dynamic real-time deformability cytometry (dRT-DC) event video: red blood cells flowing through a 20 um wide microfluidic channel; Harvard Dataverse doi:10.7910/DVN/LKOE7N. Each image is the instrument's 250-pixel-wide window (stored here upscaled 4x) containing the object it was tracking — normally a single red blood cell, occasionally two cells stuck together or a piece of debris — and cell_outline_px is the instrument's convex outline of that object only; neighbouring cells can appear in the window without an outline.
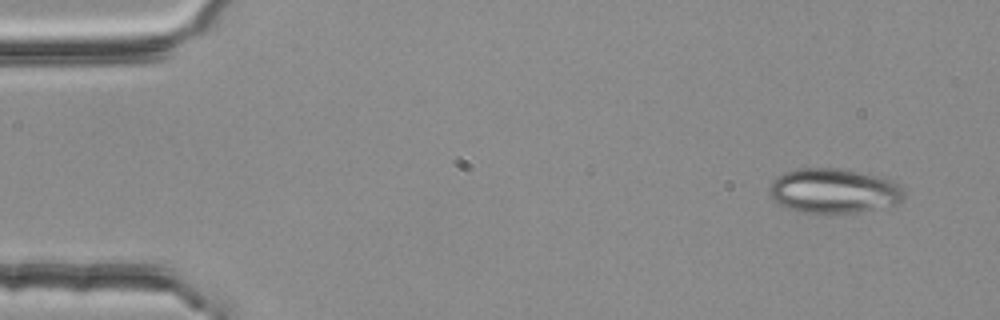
{"species": "common noctule bat (a hibernating species)", "species_latin": "Nyctalus noctula", "temperature_condition": "room temperature", "stored_images_in_passage": 4, "camera_frame_rate_fps": 3000, "um_per_image_px": 0.085, "animal": {"sex": "female", "body_mass_g": 25.1}, "frame": {"image": 1, "passage_image": 1, "time_ms": 0.0, "image_size_px": [1000, 320], "cell_outline_px": [[904, 196], [900, 200], [892, 204], [856, 212], [796, 212], [780, 204], [768, 192], [772, 180], [776, 176], [784, 172], [800, 168], [836, 168], [884, 176], [892, 180], [904, 188]], "centroid_in_image_um": [70.85, 16.19], "position_along_channel_um": 14.2, "area_um2": 34.8}}